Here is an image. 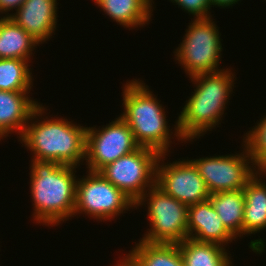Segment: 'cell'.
Segmentation results:
<instances>
[{
    "label": "cell",
    "instance_id": "cell-25",
    "mask_svg": "<svg viewBox=\"0 0 266 266\" xmlns=\"http://www.w3.org/2000/svg\"><path fill=\"white\" fill-rule=\"evenodd\" d=\"M241 0H211V4L214 6H218L220 8H225V7H232L234 4H238V2Z\"/></svg>",
    "mask_w": 266,
    "mask_h": 266
},
{
    "label": "cell",
    "instance_id": "cell-6",
    "mask_svg": "<svg viewBox=\"0 0 266 266\" xmlns=\"http://www.w3.org/2000/svg\"><path fill=\"white\" fill-rule=\"evenodd\" d=\"M146 202L150 229H147L142 241L178 244L188 238V206L166 194L156 184L142 195L135 208L139 209Z\"/></svg>",
    "mask_w": 266,
    "mask_h": 266
},
{
    "label": "cell",
    "instance_id": "cell-17",
    "mask_svg": "<svg viewBox=\"0 0 266 266\" xmlns=\"http://www.w3.org/2000/svg\"><path fill=\"white\" fill-rule=\"evenodd\" d=\"M39 45L10 17L0 16V59L13 58L31 61L33 51Z\"/></svg>",
    "mask_w": 266,
    "mask_h": 266
},
{
    "label": "cell",
    "instance_id": "cell-9",
    "mask_svg": "<svg viewBox=\"0 0 266 266\" xmlns=\"http://www.w3.org/2000/svg\"><path fill=\"white\" fill-rule=\"evenodd\" d=\"M104 126L86 129L87 171L99 172L106 165L140 148L129 125L120 116Z\"/></svg>",
    "mask_w": 266,
    "mask_h": 266
},
{
    "label": "cell",
    "instance_id": "cell-12",
    "mask_svg": "<svg viewBox=\"0 0 266 266\" xmlns=\"http://www.w3.org/2000/svg\"><path fill=\"white\" fill-rule=\"evenodd\" d=\"M57 4V0H25L10 18L44 44L57 30Z\"/></svg>",
    "mask_w": 266,
    "mask_h": 266
},
{
    "label": "cell",
    "instance_id": "cell-21",
    "mask_svg": "<svg viewBox=\"0 0 266 266\" xmlns=\"http://www.w3.org/2000/svg\"><path fill=\"white\" fill-rule=\"evenodd\" d=\"M28 60L0 59V90L30 91L33 75Z\"/></svg>",
    "mask_w": 266,
    "mask_h": 266
},
{
    "label": "cell",
    "instance_id": "cell-2",
    "mask_svg": "<svg viewBox=\"0 0 266 266\" xmlns=\"http://www.w3.org/2000/svg\"><path fill=\"white\" fill-rule=\"evenodd\" d=\"M30 165V198L34 202L32 215L36 223L52 227L71 219L78 167L34 159Z\"/></svg>",
    "mask_w": 266,
    "mask_h": 266
},
{
    "label": "cell",
    "instance_id": "cell-10",
    "mask_svg": "<svg viewBox=\"0 0 266 266\" xmlns=\"http://www.w3.org/2000/svg\"><path fill=\"white\" fill-rule=\"evenodd\" d=\"M243 152L191 159L211 194L244 189L246 183L256 174L247 149Z\"/></svg>",
    "mask_w": 266,
    "mask_h": 266
},
{
    "label": "cell",
    "instance_id": "cell-22",
    "mask_svg": "<svg viewBox=\"0 0 266 266\" xmlns=\"http://www.w3.org/2000/svg\"><path fill=\"white\" fill-rule=\"evenodd\" d=\"M242 142L258 171L266 163V115L246 132Z\"/></svg>",
    "mask_w": 266,
    "mask_h": 266
},
{
    "label": "cell",
    "instance_id": "cell-18",
    "mask_svg": "<svg viewBox=\"0 0 266 266\" xmlns=\"http://www.w3.org/2000/svg\"><path fill=\"white\" fill-rule=\"evenodd\" d=\"M185 266H232L225 247L191 238L178 243Z\"/></svg>",
    "mask_w": 266,
    "mask_h": 266
},
{
    "label": "cell",
    "instance_id": "cell-19",
    "mask_svg": "<svg viewBox=\"0 0 266 266\" xmlns=\"http://www.w3.org/2000/svg\"><path fill=\"white\" fill-rule=\"evenodd\" d=\"M223 225L237 238L243 236V189L211 194L208 198Z\"/></svg>",
    "mask_w": 266,
    "mask_h": 266
},
{
    "label": "cell",
    "instance_id": "cell-5",
    "mask_svg": "<svg viewBox=\"0 0 266 266\" xmlns=\"http://www.w3.org/2000/svg\"><path fill=\"white\" fill-rule=\"evenodd\" d=\"M213 20L212 17L194 18L174 51L175 61L189 78L222 70L218 68L223 51L221 33L219 34V28Z\"/></svg>",
    "mask_w": 266,
    "mask_h": 266
},
{
    "label": "cell",
    "instance_id": "cell-23",
    "mask_svg": "<svg viewBox=\"0 0 266 266\" xmlns=\"http://www.w3.org/2000/svg\"><path fill=\"white\" fill-rule=\"evenodd\" d=\"M185 12L192 14L196 19L212 17L210 15L211 0H170Z\"/></svg>",
    "mask_w": 266,
    "mask_h": 266
},
{
    "label": "cell",
    "instance_id": "cell-27",
    "mask_svg": "<svg viewBox=\"0 0 266 266\" xmlns=\"http://www.w3.org/2000/svg\"><path fill=\"white\" fill-rule=\"evenodd\" d=\"M258 173H260V175H262L261 178H263V176H266V163L258 170Z\"/></svg>",
    "mask_w": 266,
    "mask_h": 266
},
{
    "label": "cell",
    "instance_id": "cell-24",
    "mask_svg": "<svg viewBox=\"0 0 266 266\" xmlns=\"http://www.w3.org/2000/svg\"><path fill=\"white\" fill-rule=\"evenodd\" d=\"M25 0H0V15L5 13L3 17H10L9 11H15L23 4Z\"/></svg>",
    "mask_w": 266,
    "mask_h": 266
},
{
    "label": "cell",
    "instance_id": "cell-4",
    "mask_svg": "<svg viewBox=\"0 0 266 266\" xmlns=\"http://www.w3.org/2000/svg\"><path fill=\"white\" fill-rule=\"evenodd\" d=\"M123 86L124 112L120 117L129 125L140 147L150 148L159 154H167L172 144L170 139L176 136L183 143L177 121L173 133L169 129L171 126L166 119L165 108L157 96L149 90L148 85L142 80L133 78Z\"/></svg>",
    "mask_w": 266,
    "mask_h": 266
},
{
    "label": "cell",
    "instance_id": "cell-14",
    "mask_svg": "<svg viewBox=\"0 0 266 266\" xmlns=\"http://www.w3.org/2000/svg\"><path fill=\"white\" fill-rule=\"evenodd\" d=\"M29 93L0 90V141L12 132L17 138L22 136L31 114L40 105Z\"/></svg>",
    "mask_w": 266,
    "mask_h": 266
},
{
    "label": "cell",
    "instance_id": "cell-3",
    "mask_svg": "<svg viewBox=\"0 0 266 266\" xmlns=\"http://www.w3.org/2000/svg\"><path fill=\"white\" fill-rule=\"evenodd\" d=\"M231 70L222 68L218 72L190 77L195 89L177 117V127L184 142L199 139L218 127L235 87L236 77Z\"/></svg>",
    "mask_w": 266,
    "mask_h": 266
},
{
    "label": "cell",
    "instance_id": "cell-26",
    "mask_svg": "<svg viewBox=\"0 0 266 266\" xmlns=\"http://www.w3.org/2000/svg\"><path fill=\"white\" fill-rule=\"evenodd\" d=\"M113 266V265H112ZM115 266H138L135 261L127 254L126 256L120 260L117 261V264Z\"/></svg>",
    "mask_w": 266,
    "mask_h": 266
},
{
    "label": "cell",
    "instance_id": "cell-16",
    "mask_svg": "<svg viewBox=\"0 0 266 266\" xmlns=\"http://www.w3.org/2000/svg\"><path fill=\"white\" fill-rule=\"evenodd\" d=\"M258 171L246 183L244 192L243 235L256 234L266 229V181Z\"/></svg>",
    "mask_w": 266,
    "mask_h": 266
},
{
    "label": "cell",
    "instance_id": "cell-1",
    "mask_svg": "<svg viewBox=\"0 0 266 266\" xmlns=\"http://www.w3.org/2000/svg\"><path fill=\"white\" fill-rule=\"evenodd\" d=\"M45 110L42 104L34 110L19 141L33 153L31 159L79 167L85 160L87 127L64 117L44 119Z\"/></svg>",
    "mask_w": 266,
    "mask_h": 266
},
{
    "label": "cell",
    "instance_id": "cell-20",
    "mask_svg": "<svg viewBox=\"0 0 266 266\" xmlns=\"http://www.w3.org/2000/svg\"><path fill=\"white\" fill-rule=\"evenodd\" d=\"M128 255L138 266H185L179 244L148 243L140 238Z\"/></svg>",
    "mask_w": 266,
    "mask_h": 266
},
{
    "label": "cell",
    "instance_id": "cell-7",
    "mask_svg": "<svg viewBox=\"0 0 266 266\" xmlns=\"http://www.w3.org/2000/svg\"><path fill=\"white\" fill-rule=\"evenodd\" d=\"M86 173L85 177L77 178L73 217L83 213L96 221H111L135 208V203L99 172Z\"/></svg>",
    "mask_w": 266,
    "mask_h": 266
},
{
    "label": "cell",
    "instance_id": "cell-8",
    "mask_svg": "<svg viewBox=\"0 0 266 266\" xmlns=\"http://www.w3.org/2000/svg\"><path fill=\"white\" fill-rule=\"evenodd\" d=\"M159 157L156 151L140 147L106 165L99 173L136 204L156 184Z\"/></svg>",
    "mask_w": 266,
    "mask_h": 266
},
{
    "label": "cell",
    "instance_id": "cell-13",
    "mask_svg": "<svg viewBox=\"0 0 266 266\" xmlns=\"http://www.w3.org/2000/svg\"><path fill=\"white\" fill-rule=\"evenodd\" d=\"M187 230L188 238L223 247L236 239L223 225L209 200L188 206Z\"/></svg>",
    "mask_w": 266,
    "mask_h": 266
},
{
    "label": "cell",
    "instance_id": "cell-15",
    "mask_svg": "<svg viewBox=\"0 0 266 266\" xmlns=\"http://www.w3.org/2000/svg\"><path fill=\"white\" fill-rule=\"evenodd\" d=\"M113 21L124 28L143 27L151 20L153 0H93ZM153 2V3H152Z\"/></svg>",
    "mask_w": 266,
    "mask_h": 266
},
{
    "label": "cell",
    "instance_id": "cell-11",
    "mask_svg": "<svg viewBox=\"0 0 266 266\" xmlns=\"http://www.w3.org/2000/svg\"><path fill=\"white\" fill-rule=\"evenodd\" d=\"M166 155L160 154L158 159L156 185L186 206L208 200L211 193L195 164L188 158L168 164L164 162Z\"/></svg>",
    "mask_w": 266,
    "mask_h": 266
}]
</instances>
